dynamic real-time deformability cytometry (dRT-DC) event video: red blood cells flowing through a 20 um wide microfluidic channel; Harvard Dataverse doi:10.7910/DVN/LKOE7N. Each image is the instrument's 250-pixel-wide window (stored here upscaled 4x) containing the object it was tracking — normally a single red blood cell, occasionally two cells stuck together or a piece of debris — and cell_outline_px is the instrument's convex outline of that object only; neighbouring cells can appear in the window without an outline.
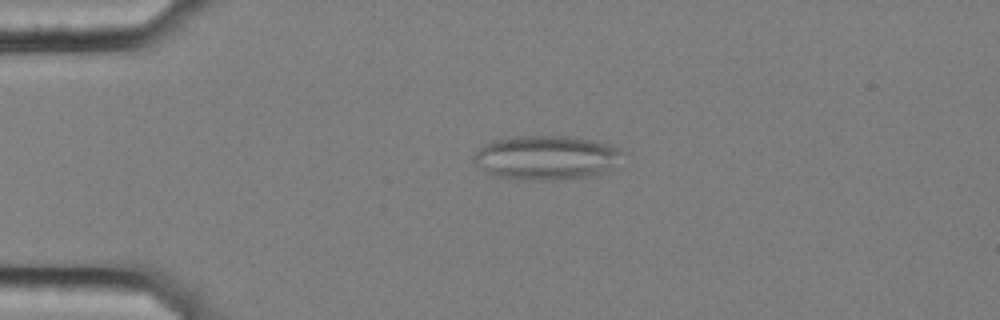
{"species": "common noctule bat (a hibernating species)", "species_latin": "Nyctalus noctula", "temperature_condition": "cold", "stored_images_in_passage": 30, "camera_frame_rate_fps": 3000, "um_per_image_px": 0.085, "animal": {"sex": "female", "body_mass_g": 25.1}, "frame": {"image": 1, "passage_image": 13, "time_ms": 4.0, "image_size_px": [1000, 320], "cell_outline_px": [[624, 152], [604, 172], [584, 176], [556, 180], [528, 180], [492, 176], [472, 160], [472, 156], [484, 144], [492, 140], [512, 136], [568, 136], [596, 140], [620, 148]], "centroid_in_image_um": [46.36, 13.38], "position_along_channel_um": 38.6, "area_um2": 38.15}}